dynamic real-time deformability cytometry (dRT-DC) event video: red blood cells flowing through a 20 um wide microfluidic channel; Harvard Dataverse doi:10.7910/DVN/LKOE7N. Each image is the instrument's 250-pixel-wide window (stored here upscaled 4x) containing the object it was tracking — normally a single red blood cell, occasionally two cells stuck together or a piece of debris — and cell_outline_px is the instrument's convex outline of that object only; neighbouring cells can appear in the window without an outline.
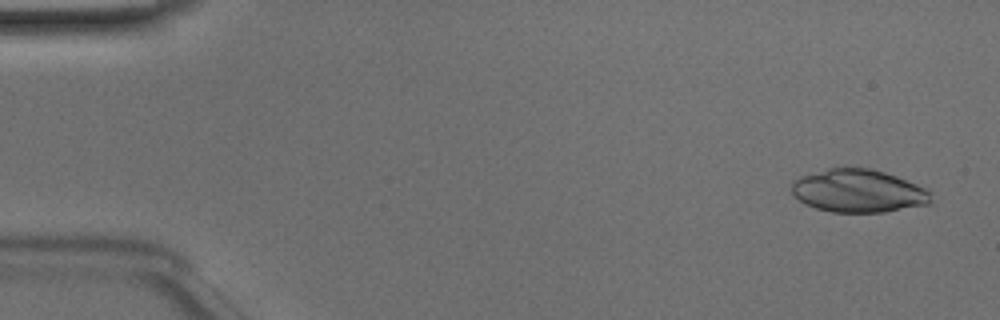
{"species": "Egyptian fruit bat (a non-hibernating species)", "species_latin": "Rousettus aegyptiacus", "temperature_condition": "room temperature", "stored_images_in_passage": 49, "camera_frame_rate_fps": 3000, "um_per_image_px": 0.085, "animal": {"sex": "male"}, "frame": {"image": 1, "passage_image": 3, "time_ms": 0.667, "image_size_px": [1000, 320], "cell_outline_px": [[932, 204], [884, 212], [832, 212], [816, 208], [804, 204], [792, 196], [792, 184], [800, 176], [828, 168], [872, 168], [896, 176], [916, 184], [932, 192]], "centroid_in_image_um": [72.97, 16.24], "position_along_channel_um": 12.0, "area_um2": 35.08}}